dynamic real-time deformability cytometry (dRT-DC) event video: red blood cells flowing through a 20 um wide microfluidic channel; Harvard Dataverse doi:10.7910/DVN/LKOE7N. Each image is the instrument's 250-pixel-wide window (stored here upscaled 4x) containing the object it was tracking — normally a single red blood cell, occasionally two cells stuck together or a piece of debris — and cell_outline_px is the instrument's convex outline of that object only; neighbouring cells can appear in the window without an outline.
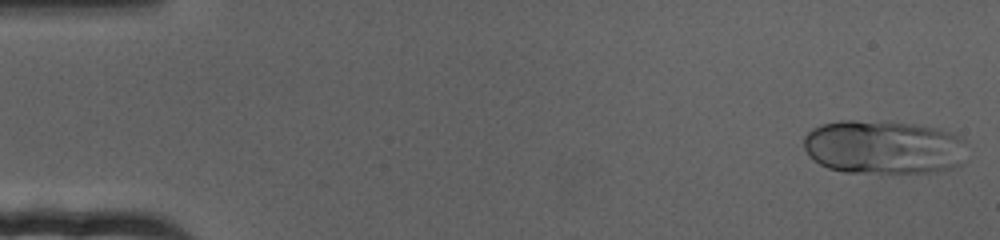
{"species": "human", "species_latin": "Homo sapiens", "temperature_condition": "cold", "stored_images_in_passage": 72, "camera_frame_rate_fps": 3000, "um_per_image_px": 0.085, "donor": {"sex": "female"}, "frame": {"image": 1, "passage_image": 2, "time_ms": 0.333, "image_size_px": [1000, 240], "cell_outline_px": [[964, 140], [960, 164], [952, 168], [928, 172], [888, 176], [844, 172], [828, 168], [812, 160], [808, 156], [804, 148], [804, 136], [812, 128], [820, 124], [840, 120], [888, 120], [916, 124], [940, 128], [952, 132], [960, 136]], "centroid_in_image_um": [75.05, 12.52], "position_along_channel_um": 10.0, "area_um2": 52.94}}
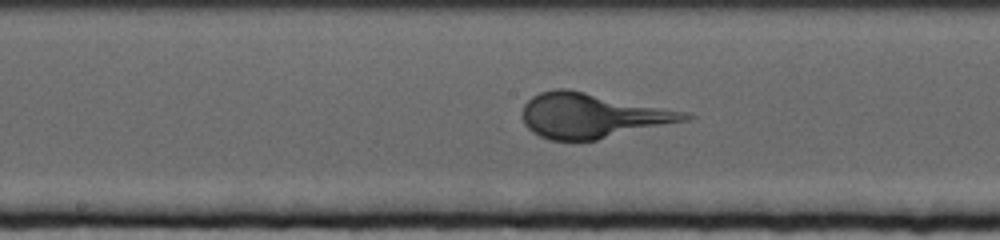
{"frame": {"image": 2, "passage_image": 37, "time_ms": 12.0, "image_size_px": [1000, 240], "cell_outline_px": [[696, 116], [688, 120], [596, 140], [548, 140], [532, 132], [524, 124], [524, 104], [532, 96], [540, 92], [556, 88], [568, 88], [688, 112]], "centroid_in_image_um": [50.35, 9.81], "position_along_channel_um": 197.9, "area_um2": 42.37}}
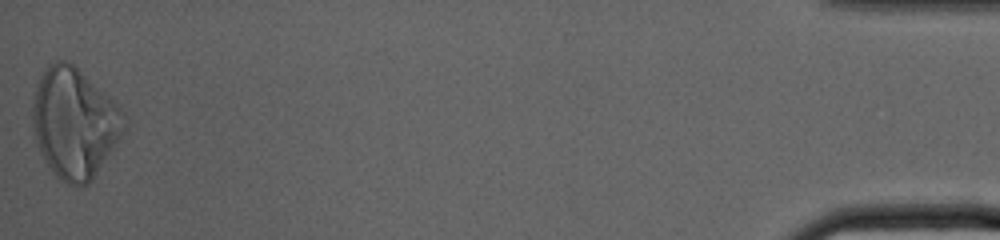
{"frame": {"image": 3, "passage_image": 72, "time_ms": 23.667, "image_size_px": [1000, 240], "cell_outline_px": [[128, 124], [124, 132], [88, 184], [68, 184], [60, 180], [56, 176], [40, 152], [36, 140], [32, 124], [32, 104], [36, 88], [40, 76], [44, 68], [48, 64], [56, 60], [68, 60], [112, 100], [128, 116]], "centroid_in_image_um": [6.32, 10.43], "position_along_channel_um": 428.9, "area_um2": 58.2}}